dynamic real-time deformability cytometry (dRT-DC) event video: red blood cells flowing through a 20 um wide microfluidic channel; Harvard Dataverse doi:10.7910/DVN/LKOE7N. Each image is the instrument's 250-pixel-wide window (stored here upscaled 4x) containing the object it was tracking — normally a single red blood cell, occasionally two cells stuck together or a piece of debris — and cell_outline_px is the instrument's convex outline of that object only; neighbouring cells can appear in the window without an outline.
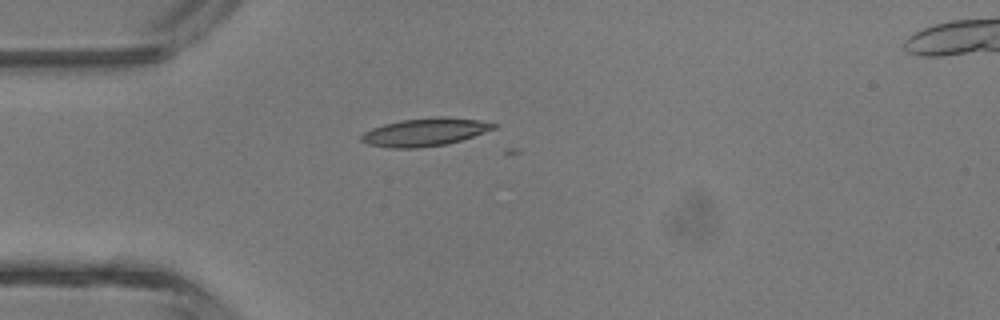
{"species": "common noctule bat (a hibernating species)", "species_latin": "Nyctalus noctula", "temperature_condition": "room temperature", "stored_images_in_passage": 1, "camera_frame_rate_fps": 3000, "um_per_image_px": 0.085, "animal": {"sex": "male", "body_mass_g": 13.3}, "frame": {"image": 1, "passage_image": 1, "time_ms": 0.0, "image_size_px": [1000, 320], "cell_outline_px": [[496, 128], [448, 144], [420, 148], [388, 148], [368, 144], [360, 140], [360, 136], [364, 132], [372, 128], [384, 124], [400, 120], [440, 116], [444, 116], [480, 120], [496, 124]], "centroid_in_image_um": [36.09, 11.23], "position_along_channel_um": 48.9, "area_um2": 21.56}}